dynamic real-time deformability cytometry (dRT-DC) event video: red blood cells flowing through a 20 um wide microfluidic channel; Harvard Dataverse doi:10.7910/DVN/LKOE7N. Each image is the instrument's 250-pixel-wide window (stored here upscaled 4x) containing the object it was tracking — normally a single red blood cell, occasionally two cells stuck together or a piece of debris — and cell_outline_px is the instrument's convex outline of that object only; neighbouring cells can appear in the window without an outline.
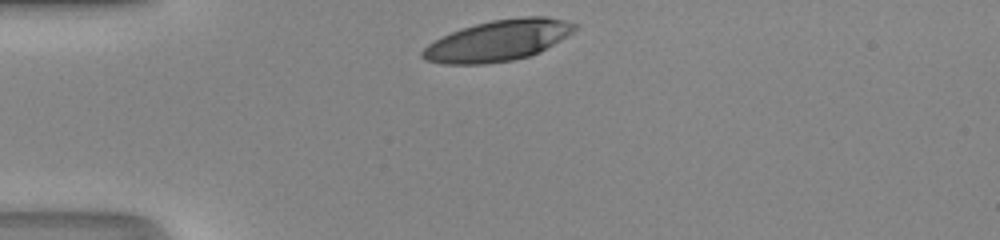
{"species": "human", "species_latin": "Homo sapiens", "temperature_condition": "room temperature", "stored_images_in_passage": 28, "camera_frame_rate_fps": 3000, "um_per_image_px": 0.085, "donor": {"sex": "male"}, "frame": {"image": 1, "passage_image": 1, "time_ms": 0.0, "image_size_px": [1000, 240], "cell_outline_px": [[580, 24], [572, 32], [560, 40], [540, 52], [528, 56], [512, 60], [484, 64], [440, 64], [424, 60], [420, 56], [420, 52], [428, 44], [452, 32], [476, 24], [492, 20], [524, 16], [548, 16]], "centroid_in_image_um": [42.34, 3.45], "position_along_channel_um": 42.7, "area_um2": 36.18}}
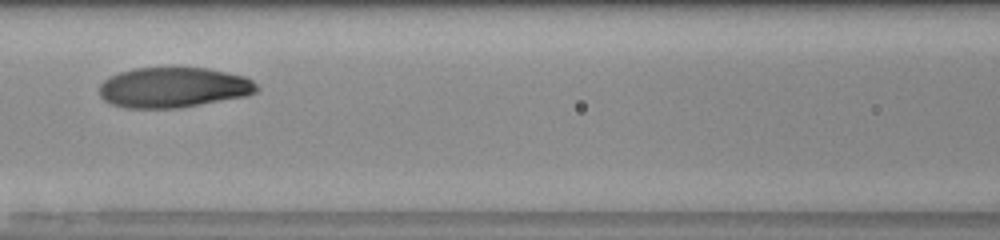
{"frame": {"image": 2, "passage_image": 11, "time_ms": 3.333, "image_size_px": [1000, 240], "cell_outline_px": [[260, 88], [256, 92], [248, 96], [180, 108], [124, 108], [112, 104], [104, 100], [100, 96], [100, 84], [104, 80], [120, 72], [136, 68], [208, 68], [244, 76], [252, 80]], "centroid_in_image_um": [14.77, 7.45], "position_along_channel_um": 151.8, "area_um2": 37.05}}
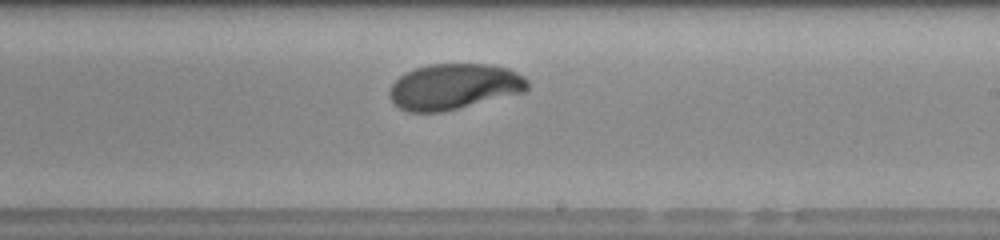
{"frame": {"image": 3, "passage_image": 18, "time_ms": 5.667, "image_size_px": [1000, 240], "cell_outline_px": [[528, 88], [524, 92], [444, 112], [408, 112], [392, 104], [388, 96], [388, 92], [392, 84], [404, 72], [428, 64], [492, 64], [508, 68], [524, 76], [528, 80]], "centroid_in_image_um": [38.57, 7.36], "position_along_channel_um": 250.4, "area_um2": 37.17}, "authors_computed_cell_mechanics": {"area_um2": 37.2232, "velocity_mm_per_s": 4.2456, "shape_relaxation_time_tau1_ms": 2.7352, "shape_relaxation_time_tau2_ms": null, "deformation_change_tau1": 0.1646, "deformation_change_tau2": null}}